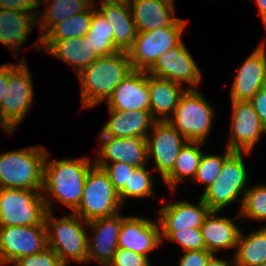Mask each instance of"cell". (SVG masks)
<instances>
[{
    "instance_id": "6da1fadb",
    "label": "cell",
    "mask_w": 266,
    "mask_h": 266,
    "mask_svg": "<svg viewBox=\"0 0 266 266\" xmlns=\"http://www.w3.org/2000/svg\"><path fill=\"white\" fill-rule=\"evenodd\" d=\"M49 155L47 152L44 161L42 188L46 210H53L52 200L50 202L48 198L50 195L53 200L62 203L73 212L81 201L87 173L94 163H91L89 157L47 161Z\"/></svg>"
},
{
    "instance_id": "7a4b0ae2",
    "label": "cell",
    "mask_w": 266,
    "mask_h": 266,
    "mask_svg": "<svg viewBox=\"0 0 266 266\" xmlns=\"http://www.w3.org/2000/svg\"><path fill=\"white\" fill-rule=\"evenodd\" d=\"M132 70L125 51L98 57L77 74L81 86V107L86 109L107 101Z\"/></svg>"
},
{
    "instance_id": "3957f363",
    "label": "cell",
    "mask_w": 266,
    "mask_h": 266,
    "mask_svg": "<svg viewBox=\"0 0 266 266\" xmlns=\"http://www.w3.org/2000/svg\"><path fill=\"white\" fill-rule=\"evenodd\" d=\"M53 215V211H46L44 216L47 246L59 256L65 266H69L71 261L87 263L89 236L84 228L88 226V222L74 213L61 218Z\"/></svg>"
},
{
    "instance_id": "277c9868",
    "label": "cell",
    "mask_w": 266,
    "mask_h": 266,
    "mask_svg": "<svg viewBox=\"0 0 266 266\" xmlns=\"http://www.w3.org/2000/svg\"><path fill=\"white\" fill-rule=\"evenodd\" d=\"M46 155L43 146L0 152V188L42 191Z\"/></svg>"
},
{
    "instance_id": "5b68a950",
    "label": "cell",
    "mask_w": 266,
    "mask_h": 266,
    "mask_svg": "<svg viewBox=\"0 0 266 266\" xmlns=\"http://www.w3.org/2000/svg\"><path fill=\"white\" fill-rule=\"evenodd\" d=\"M198 89H186L168 122L188 141H206L215 110Z\"/></svg>"
},
{
    "instance_id": "8992f818",
    "label": "cell",
    "mask_w": 266,
    "mask_h": 266,
    "mask_svg": "<svg viewBox=\"0 0 266 266\" xmlns=\"http://www.w3.org/2000/svg\"><path fill=\"white\" fill-rule=\"evenodd\" d=\"M33 80L26 60L9 63V89L0 107V126L5 133L12 134L30 110L33 96Z\"/></svg>"
},
{
    "instance_id": "52a82bcc",
    "label": "cell",
    "mask_w": 266,
    "mask_h": 266,
    "mask_svg": "<svg viewBox=\"0 0 266 266\" xmlns=\"http://www.w3.org/2000/svg\"><path fill=\"white\" fill-rule=\"evenodd\" d=\"M251 152L234 151L224 162L218 178L201 194L203 202L212 210L220 211L241 198L249 187L247 184L248 170L243 155ZM244 191V192H243Z\"/></svg>"
},
{
    "instance_id": "ba28073f",
    "label": "cell",
    "mask_w": 266,
    "mask_h": 266,
    "mask_svg": "<svg viewBox=\"0 0 266 266\" xmlns=\"http://www.w3.org/2000/svg\"><path fill=\"white\" fill-rule=\"evenodd\" d=\"M121 205L108 174L103 168L93 165L87 173L81 201L73 213L89 222L117 214Z\"/></svg>"
},
{
    "instance_id": "9c48e42d",
    "label": "cell",
    "mask_w": 266,
    "mask_h": 266,
    "mask_svg": "<svg viewBox=\"0 0 266 266\" xmlns=\"http://www.w3.org/2000/svg\"><path fill=\"white\" fill-rule=\"evenodd\" d=\"M42 191L0 188V226L44 225Z\"/></svg>"
},
{
    "instance_id": "30bf717a",
    "label": "cell",
    "mask_w": 266,
    "mask_h": 266,
    "mask_svg": "<svg viewBox=\"0 0 266 266\" xmlns=\"http://www.w3.org/2000/svg\"><path fill=\"white\" fill-rule=\"evenodd\" d=\"M187 23L178 18L170 27L138 32L133 46L127 51L132 69L148 71L160 55L182 41Z\"/></svg>"
},
{
    "instance_id": "8fae6325",
    "label": "cell",
    "mask_w": 266,
    "mask_h": 266,
    "mask_svg": "<svg viewBox=\"0 0 266 266\" xmlns=\"http://www.w3.org/2000/svg\"><path fill=\"white\" fill-rule=\"evenodd\" d=\"M45 225L0 226V266L47 248Z\"/></svg>"
},
{
    "instance_id": "7c38bea8",
    "label": "cell",
    "mask_w": 266,
    "mask_h": 266,
    "mask_svg": "<svg viewBox=\"0 0 266 266\" xmlns=\"http://www.w3.org/2000/svg\"><path fill=\"white\" fill-rule=\"evenodd\" d=\"M147 73L181 86L188 83L189 86L186 89H198L197 86L202 80L201 70L183 41L160 55Z\"/></svg>"
},
{
    "instance_id": "4fadbf2b",
    "label": "cell",
    "mask_w": 266,
    "mask_h": 266,
    "mask_svg": "<svg viewBox=\"0 0 266 266\" xmlns=\"http://www.w3.org/2000/svg\"><path fill=\"white\" fill-rule=\"evenodd\" d=\"M150 131L152 133L145 138L148 160L154 159V170L163 180L174 168L178 154L188 140L168 121L155 122Z\"/></svg>"
},
{
    "instance_id": "5bb4252c",
    "label": "cell",
    "mask_w": 266,
    "mask_h": 266,
    "mask_svg": "<svg viewBox=\"0 0 266 266\" xmlns=\"http://www.w3.org/2000/svg\"><path fill=\"white\" fill-rule=\"evenodd\" d=\"M231 132L227 148L238 152H252L266 130L250 101H231Z\"/></svg>"
},
{
    "instance_id": "9a60e30c",
    "label": "cell",
    "mask_w": 266,
    "mask_h": 266,
    "mask_svg": "<svg viewBox=\"0 0 266 266\" xmlns=\"http://www.w3.org/2000/svg\"><path fill=\"white\" fill-rule=\"evenodd\" d=\"M139 216H126L119 232L118 248L127 249L149 259L162 243L159 222Z\"/></svg>"
},
{
    "instance_id": "2e32d148",
    "label": "cell",
    "mask_w": 266,
    "mask_h": 266,
    "mask_svg": "<svg viewBox=\"0 0 266 266\" xmlns=\"http://www.w3.org/2000/svg\"><path fill=\"white\" fill-rule=\"evenodd\" d=\"M125 217L118 212L115 215L88 222L87 227L92 229L94 234L90 239L88 238L87 262L97 260L96 262H99L100 266H109L118 249L119 232Z\"/></svg>"
},
{
    "instance_id": "e0dca14e",
    "label": "cell",
    "mask_w": 266,
    "mask_h": 266,
    "mask_svg": "<svg viewBox=\"0 0 266 266\" xmlns=\"http://www.w3.org/2000/svg\"><path fill=\"white\" fill-rule=\"evenodd\" d=\"M100 149L95 166L103 168L109 161L127 163L134 167H142L148 163L147 143L145 138H116L99 136Z\"/></svg>"
},
{
    "instance_id": "ac0fdd59",
    "label": "cell",
    "mask_w": 266,
    "mask_h": 266,
    "mask_svg": "<svg viewBox=\"0 0 266 266\" xmlns=\"http://www.w3.org/2000/svg\"><path fill=\"white\" fill-rule=\"evenodd\" d=\"M265 40L244 60L231 87V101H249L266 86Z\"/></svg>"
},
{
    "instance_id": "d6986e66",
    "label": "cell",
    "mask_w": 266,
    "mask_h": 266,
    "mask_svg": "<svg viewBox=\"0 0 266 266\" xmlns=\"http://www.w3.org/2000/svg\"><path fill=\"white\" fill-rule=\"evenodd\" d=\"M211 211L201 197L197 205L185 200L165 204L160 208L159 218H157L160 225L161 241L163 242L173 231L201 228Z\"/></svg>"
},
{
    "instance_id": "ffe728a7",
    "label": "cell",
    "mask_w": 266,
    "mask_h": 266,
    "mask_svg": "<svg viewBox=\"0 0 266 266\" xmlns=\"http://www.w3.org/2000/svg\"><path fill=\"white\" fill-rule=\"evenodd\" d=\"M106 102L108 109L150 111L147 71L132 70L113 90Z\"/></svg>"
},
{
    "instance_id": "44dd1931",
    "label": "cell",
    "mask_w": 266,
    "mask_h": 266,
    "mask_svg": "<svg viewBox=\"0 0 266 266\" xmlns=\"http://www.w3.org/2000/svg\"><path fill=\"white\" fill-rule=\"evenodd\" d=\"M110 119L103 126L99 136L116 138H146L156 122L150 111L113 110L109 109ZM149 130V131H148Z\"/></svg>"
},
{
    "instance_id": "7402d4cb",
    "label": "cell",
    "mask_w": 266,
    "mask_h": 266,
    "mask_svg": "<svg viewBox=\"0 0 266 266\" xmlns=\"http://www.w3.org/2000/svg\"><path fill=\"white\" fill-rule=\"evenodd\" d=\"M129 6L138 32L170 27L178 19L174 2L130 0Z\"/></svg>"
},
{
    "instance_id": "603a6c76",
    "label": "cell",
    "mask_w": 266,
    "mask_h": 266,
    "mask_svg": "<svg viewBox=\"0 0 266 266\" xmlns=\"http://www.w3.org/2000/svg\"><path fill=\"white\" fill-rule=\"evenodd\" d=\"M220 211H211L201 226L205 249L216 254L225 249H236L241 229L234 219L220 217Z\"/></svg>"
},
{
    "instance_id": "cb8c5ba5",
    "label": "cell",
    "mask_w": 266,
    "mask_h": 266,
    "mask_svg": "<svg viewBox=\"0 0 266 266\" xmlns=\"http://www.w3.org/2000/svg\"><path fill=\"white\" fill-rule=\"evenodd\" d=\"M148 74L150 113L156 122L168 121L186 87ZM171 114V115H170Z\"/></svg>"
},
{
    "instance_id": "d4e9b609",
    "label": "cell",
    "mask_w": 266,
    "mask_h": 266,
    "mask_svg": "<svg viewBox=\"0 0 266 266\" xmlns=\"http://www.w3.org/2000/svg\"><path fill=\"white\" fill-rule=\"evenodd\" d=\"M37 16L38 13L0 9V43L16 56L32 28L38 25Z\"/></svg>"
},
{
    "instance_id": "484cf974",
    "label": "cell",
    "mask_w": 266,
    "mask_h": 266,
    "mask_svg": "<svg viewBox=\"0 0 266 266\" xmlns=\"http://www.w3.org/2000/svg\"><path fill=\"white\" fill-rule=\"evenodd\" d=\"M41 48L42 51L73 66L77 74L98 58L86 36L58 41H41Z\"/></svg>"
},
{
    "instance_id": "4316f807",
    "label": "cell",
    "mask_w": 266,
    "mask_h": 266,
    "mask_svg": "<svg viewBox=\"0 0 266 266\" xmlns=\"http://www.w3.org/2000/svg\"><path fill=\"white\" fill-rule=\"evenodd\" d=\"M98 11L106 18L113 31L114 44L120 51L127 52L137 37V28L129 5H107Z\"/></svg>"
},
{
    "instance_id": "83f0119b",
    "label": "cell",
    "mask_w": 266,
    "mask_h": 266,
    "mask_svg": "<svg viewBox=\"0 0 266 266\" xmlns=\"http://www.w3.org/2000/svg\"><path fill=\"white\" fill-rule=\"evenodd\" d=\"M45 1V2H44ZM50 1V2H49ZM42 0H40V3ZM43 5L46 3L47 9L43 8V12H38L37 21L40 25L41 36L36 41L37 49H41V38L57 23L65 21L71 16L85 11L89 6L88 0H43ZM43 14V15H42ZM42 15V16H41Z\"/></svg>"
},
{
    "instance_id": "f1b7e54d",
    "label": "cell",
    "mask_w": 266,
    "mask_h": 266,
    "mask_svg": "<svg viewBox=\"0 0 266 266\" xmlns=\"http://www.w3.org/2000/svg\"><path fill=\"white\" fill-rule=\"evenodd\" d=\"M203 144L205 143L200 141H187L181 148L174 168L163 179L171 191L177 189V185L184 182L186 177L191 178V180L194 179L203 155L200 148Z\"/></svg>"
},
{
    "instance_id": "f546056e",
    "label": "cell",
    "mask_w": 266,
    "mask_h": 266,
    "mask_svg": "<svg viewBox=\"0 0 266 266\" xmlns=\"http://www.w3.org/2000/svg\"><path fill=\"white\" fill-rule=\"evenodd\" d=\"M234 251L237 266H260L266 262V225L247 235L241 231Z\"/></svg>"
},
{
    "instance_id": "4dcf8cb0",
    "label": "cell",
    "mask_w": 266,
    "mask_h": 266,
    "mask_svg": "<svg viewBox=\"0 0 266 266\" xmlns=\"http://www.w3.org/2000/svg\"><path fill=\"white\" fill-rule=\"evenodd\" d=\"M94 8L89 6L85 11L77 13L65 21L55 24L41 41H58L67 38L85 36L90 28Z\"/></svg>"
},
{
    "instance_id": "1f68e13d",
    "label": "cell",
    "mask_w": 266,
    "mask_h": 266,
    "mask_svg": "<svg viewBox=\"0 0 266 266\" xmlns=\"http://www.w3.org/2000/svg\"><path fill=\"white\" fill-rule=\"evenodd\" d=\"M85 36L98 57L112 55L120 51L114 44L111 27L97 9H94L91 25Z\"/></svg>"
},
{
    "instance_id": "d6a6232c",
    "label": "cell",
    "mask_w": 266,
    "mask_h": 266,
    "mask_svg": "<svg viewBox=\"0 0 266 266\" xmlns=\"http://www.w3.org/2000/svg\"><path fill=\"white\" fill-rule=\"evenodd\" d=\"M239 205V215L234 218L235 220L246 217L249 220L266 221V184L248 187Z\"/></svg>"
},
{
    "instance_id": "836d02e7",
    "label": "cell",
    "mask_w": 266,
    "mask_h": 266,
    "mask_svg": "<svg viewBox=\"0 0 266 266\" xmlns=\"http://www.w3.org/2000/svg\"><path fill=\"white\" fill-rule=\"evenodd\" d=\"M151 170H147L146 165L136 167L128 179V186H124L119 192L118 196L121 204L125 203L124 200L128 197L146 198L151 195L154 196L152 186Z\"/></svg>"
},
{
    "instance_id": "e575fe53",
    "label": "cell",
    "mask_w": 266,
    "mask_h": 266,
    "mask_svg": "<svg viewBox=\"0 0 266 266\" xmlns=\"http://www.w3.org/2000/svg\"><path fill=\"white\" fill-rule=\"evenodd\" d=\"M234 151L226 148L225 152L222 155L206 154L203 153L199 167L197 169L196 175L193 179V182L203 183L207 190L213 182L218 178L225 160L233 153Z\"/></svg>"
},
{
    "instance_id": "d590c367",
    "label": "cell",
    "mask_w": 266,
    "mask_h": 266,
    "mask_svg": "<svg viewBox=\"0 0 266 266\" xmlns=\"http://www.w3.org/2000/svg\"><path fill=\"white\" fill-rule=\"evenodd\" d=\"M167 239L179 243L183 247V252L205 249L201 228L173 231Z\"/></svg>"
},
{
    "instance_id": "8d00e7d4",
    "label": "cell",
    "mask_w": 266,
    "mask_h": 266,
    "mask_svg": "<svg viewBox=\"0 0 266 266\" xmlns=\"http://www.w3.org/2000/svg\"><path fill=\"white\" fill-rule=\"evenodd\" d=\"M136 167L127 163H107L103 170L108 174L114 189L119 192L124 186H128V179Z\"/></svg>"
},
{
    "instance_id": "74e56055",
    "label": "cell",
    "mask_w": 266,
    "mask_h": 266,
    "mask_svg": "<svg viewBox=\"0 0 266 266\" xmlns=\"http://www.w3.org/2000/svg\"><path fill=\"white\" fill-rule=\"evenodd\" d=\"M13 266H65L59 256L49 247L34 255L19 258Z\"/></svg>"
},
{
    "instance_id": "f35d334b",
    "label": "cell",
    "mask_w": 266,
    "mask_h": 266,
    "mask_svg": "<svg viewBox=\"0 0 266 266\" xmlns=\"http://www.w3.org/2000/svg\"><path fill=\"white\" fill-rule=\"evenodd\" d=\"M149 260L146 256L127 249L118 248L109 266H151Z\"/></svg>"
},
{
    "instance_id": "ab89813d",
    "label": "cell",
    "mask_w": 266,
    "mask_h": 266,
    "mask_svg": "<svg viewBox=\"0 0 266 266\" xmlns=\"http://www.w3.org/2000/svg\"><path fill=\"white\" fill-rule=\"evenodd\" d=\"M40 6V0H0V9L15 10L23 13H38Z\"/></svg>"
},
{
    "instance_id": "60d3db41",
    "label": "cell",
    "mask_w": 266,
    "mask_h": 266,
    "mask_svg": "<svg viewBox=\"0 0 266 266\" xmlns=\"http://www.w3.org/2000/svg\"><path fill=\"white\" fill-rule=\"evenodd\" d=\"M213 254L206 249L185 251L178 266H206Z\"/></svg>"
},
{
    "instance_id": "b9f144b4",
    "label": "cell",
    "mask_w": 266,
    "mask_h": 266,
    "mask_svg": "<svg viewBox=\"0 0 266 266\" xmlns=\"http://www.w3.org/2000/svg\"><path fill=\"white\" fill-rule=\"evenodd\" d=\"M249 101L253 105L262 126L266 130V86L261 88Z\"/></svg>"
},
{
    "instance_id": "7bdbcfd3",
    "label": "cell",
    "mask_w": 266,
    "mask_h": 266,
    "mask_svg": "<svg viewBox=\"0 0 266 266\" xmlns=\"http://www.w3.org/2000/svg\"><path fill=\"white\" fill-rule=\"evenodd\" d=\"M9 87V63L0 65V107Z\"/></svg>"
},
{
    "instance_id": "ee69618b",
    "label": "cell",
    "mask_w": 266,
    "mask_h": 266,
    "mask_svg": "<svg viewBox=\"0 0 266 266\" xmlns=\"http://www.w3.org/2000/svg\"><path fill=\"white\" fill-rule=\"evenodd\" d=\"M206 266H237L235 263V260L232 256V260L228 262V260H225L223 258H218L216 255H212L211 258L208 260Z\"/></svg>"
},
{
    "instance_id": "f6af8a7d",
    "label": "cell",
    "mask_w": 266,
    "mask_h": 266,
    "mask_svg": "<svg viewBox=\"0 0 266 266\" xmlns=\"http://www.w3.org/2000/svg\"><path fill=\"white\" fill-rule=\"evenodd\" d=\"M90 6L96 9L97 3L95 0H88ZM130 0H100V7L107 6V5H129Z\"/></svg>"
},
{
    "instance_id": "bcb514c9",
    "label": "cell",
    "mask_w": 266,
    "mask_h": 266,
    "mask_svg": "<svg viewBox=\"0 0 266 266\" xmlns=\"http://www.w3.org/2000/svg\"><path fill=\"white\" fill-rule=\"evenodd\" d=\"M254 2L258 6V10L262 18V22L264 24V27H266V0H255Z\"/></svg>"
}]
</instances>
